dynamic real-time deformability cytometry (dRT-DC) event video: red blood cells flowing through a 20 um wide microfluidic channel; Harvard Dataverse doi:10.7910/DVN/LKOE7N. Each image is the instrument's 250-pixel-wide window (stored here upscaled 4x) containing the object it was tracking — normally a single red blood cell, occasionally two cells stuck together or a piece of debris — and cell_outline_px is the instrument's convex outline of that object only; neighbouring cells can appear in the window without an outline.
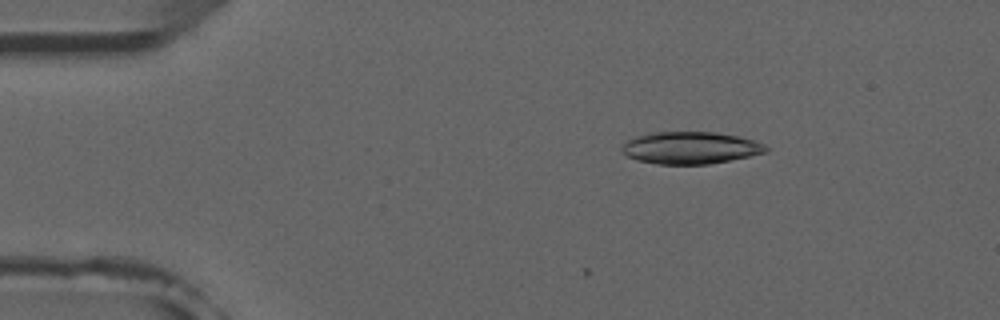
{"species": "common noctule bat (a hibernating species)", "species_latin": "Nyctalus noctula", "temperature_condition": "room temperature", "stored_images_in_passage": 2, "camera_frame_rate_fps": 3000, "um_per_image_px": 0.085, "animal": {"sex": "male", "forearm_length_mm": 52.5}, "frame": {"image": 1, "passage_image": 2, "time_ms": 1.333, "image_size_px": [1000, 320], "cell_outline_px": [[768, 152], [708, 164], [656, 164], [636, 160], [620, 152], [620, 148], [628, 140], [636, 136], [652, 132], [716, 132], [740, 136], [764, 144], [768, 148]], "centroid_in_image_um": [58.66, 12.56], "position_along_channel_um": 26.3, "area_um2": 26.99}}